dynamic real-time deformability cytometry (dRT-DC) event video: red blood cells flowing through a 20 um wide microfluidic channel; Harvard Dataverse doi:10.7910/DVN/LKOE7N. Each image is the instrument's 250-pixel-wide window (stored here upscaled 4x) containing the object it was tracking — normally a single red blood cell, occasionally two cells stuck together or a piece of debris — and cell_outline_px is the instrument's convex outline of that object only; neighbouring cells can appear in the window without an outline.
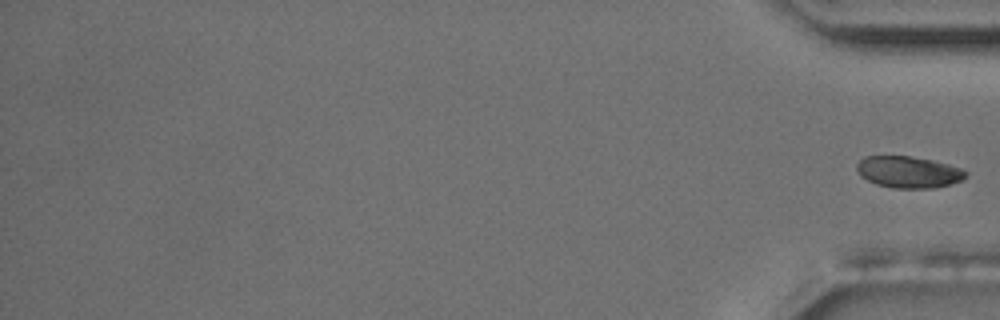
{"species": "common noctule bat (a hibernating species)", "species_latin": "Nyctalus noctula", "temperature_condition": "room temperature", "stored_images_in_passage": 13, "camera_frame_rate_fps": 3000, "um_per_image_px": 0.085, "animal": {"sex": "male", "body_mass_g": 17.5, "forearm_length_mm": 52.3}, "frame": {"image": 1, "passage_image": 13, "time_ms": 14.667, "image_size_px": [1000, 320], "cell_outline_px": [[968, 176], [964, 180], [936, 188], [892, 188], [876, 184], [860, 176], [856, 168], [856, 164], [864, 156], [912, 156], [932, 160], [948, 164], [960, 168], [968, 172]], "centroid_in_image_um": [77.24, 14.63], "position_along_channel_um": 358.0, "area_um2": 20.29}}